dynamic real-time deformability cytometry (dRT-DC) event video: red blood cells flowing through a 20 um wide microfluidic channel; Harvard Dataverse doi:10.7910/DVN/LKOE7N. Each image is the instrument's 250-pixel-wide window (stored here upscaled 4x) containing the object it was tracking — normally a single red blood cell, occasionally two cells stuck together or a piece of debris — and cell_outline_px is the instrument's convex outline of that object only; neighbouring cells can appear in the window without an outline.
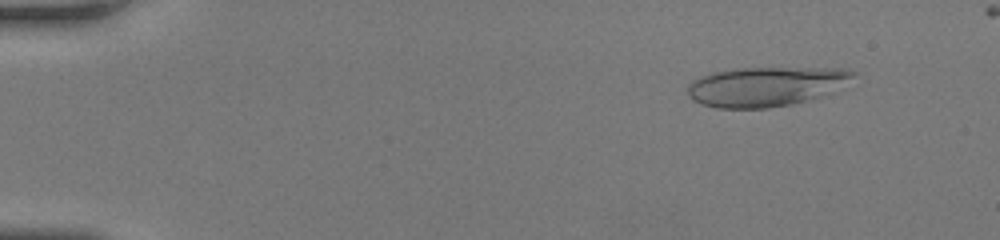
{"species": "human", "species_latin": "Homo sapiens", "temperature_condition": "room temperature", "stored_images_in_passage": 50, "camera_frame_rate_fps": 3000, "um_per_image_px": 0.085, "donor": {"sex": "female"}, "frame": {"image": 1, "passage_image": 6, "time_ms": 1.667, "image_size_px": [1000, 240], "cell_outline_px": [[856, 72], [852, 76], [828, 92], [820, 96], [792, 104], [768, 108], [716, 108], [700, 104], [692, 100], [688, 96], [688, 84], [692, 80], [700, 76], [712, 72], [744, 68], [848, 68]], "centroid_in_image_um": [64.98, 7.35], "position_along_channel_um": 20.0, "area_um2": 37.69}}
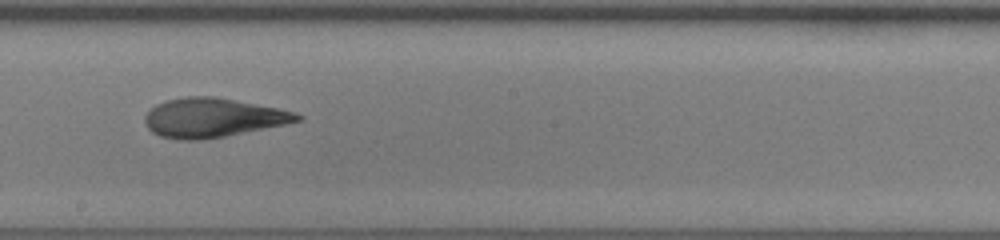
{"frame": {"image": 2, "passage_image": 30, "time_ms": 9.667, "image_size_px": [1000, 240], "cell_outline_px": [[304, 120], [204, 140], [176, 140], [160, 136], [152, 132], [148, 128], [144, 120], [144, 116], [156, 104], [168, 100], [188, 96], [212, 96], [276, 108], [292, 112], [304, 116]], "centroid_in_image_um": [18.04, 10.02], "position_along_channel_um": 230.2, "area_um2": 34.33}}
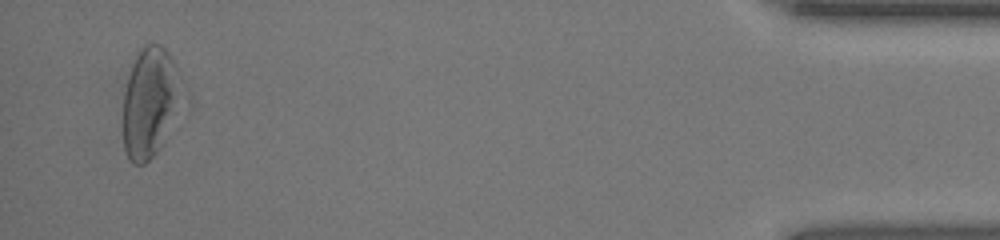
{"frame": {"image": 3, "passage_image": 49, "time_ms": 16.0, "image_size_px": [1000, 240], "cell_outline_px": [[176, 96], [160, 148], [144, 164], [132, 164], [128, 160], [124, 148], [124, 92], [128, 76], [136, 56], [140, 48], [144, 44], [160, 44], [168, 52], [172, 60]], "centroid_in_image_um": [12.58, 8.72], "position_along_channel_um": 422.6, "area_um2": 34.68}, "authors_computed_cell_mechanics": {"area_um2": 34.7378, "velocity_mm_per_s": 4.2056, "shape_relaxation_time_tau1_ms": 6.6261, "shape_relaxation_time_tau2_ms": 1.8378, "deformation_change_tau1": 0.2553, "deformation_change_tau2": 0.1007}}